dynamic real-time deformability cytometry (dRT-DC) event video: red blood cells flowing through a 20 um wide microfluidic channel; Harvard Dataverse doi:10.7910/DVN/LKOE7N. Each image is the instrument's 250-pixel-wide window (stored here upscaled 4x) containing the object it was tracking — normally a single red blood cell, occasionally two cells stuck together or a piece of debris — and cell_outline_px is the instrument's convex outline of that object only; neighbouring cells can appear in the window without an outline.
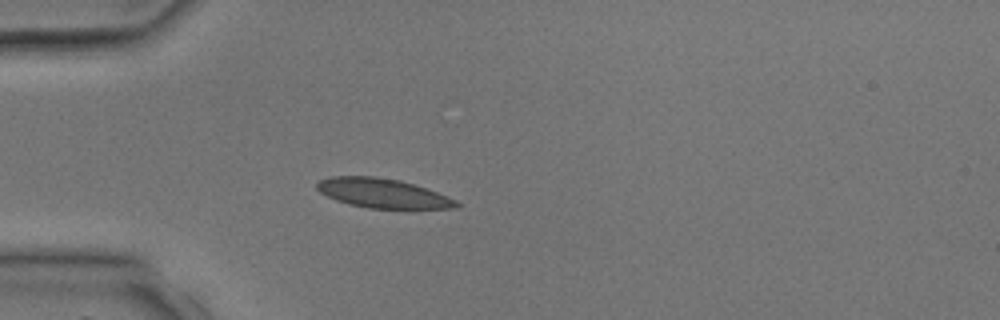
{"species": "common noctule bat (a hibernating species)", "species_latin": "Nyctalus noctula", "temperature_condition": "room temperature", "stored_images_in_passage": 3, "camera_frame_rate_fps": 3000, "um_per_image_px": 0.085, "animal": {"sex": "male", "body_mass_g": 17.9, "forearm_length_mm": 54.2}, "frame": {"image": 1, "passage_image": 3, "time_ms": 2.667, "image_size_px": [1000, 320], "cell_outline_px": [[460, 208], [368, 208], [348, 204], [336, 200], [320, 192], [316, 188], [316, 180], [332, 176], [376, 176], [400, 180], [448, 196], [456, 200], [460, 204]], "centroid_in_image_um": [32.49, 16.42], "position_along_channel_um": 52.5, "area_um2": 23.81}}